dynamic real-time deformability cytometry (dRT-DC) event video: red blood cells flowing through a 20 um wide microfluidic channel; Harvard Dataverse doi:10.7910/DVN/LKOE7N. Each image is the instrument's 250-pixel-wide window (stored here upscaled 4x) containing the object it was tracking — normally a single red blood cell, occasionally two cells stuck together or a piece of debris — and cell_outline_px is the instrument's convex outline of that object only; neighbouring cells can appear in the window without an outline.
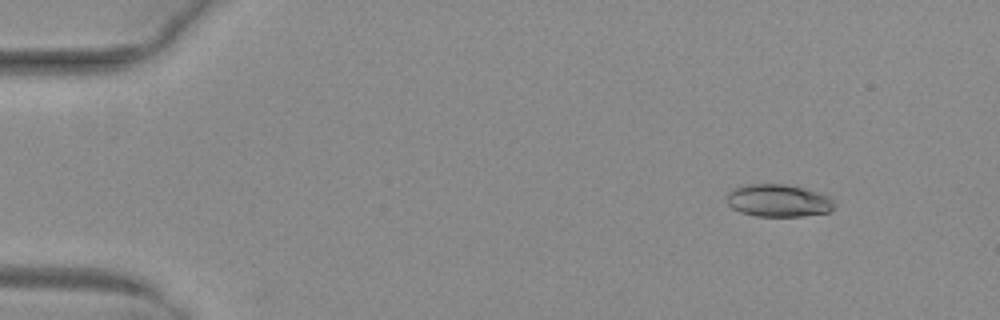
{"species": "common noctule bat (a hibernating species)", "species_latin": "Nyctalus noctula", "temperature_condition": "warm", "stored_images_in_passage": 51, "camera_frame_rate_fps": 3000, "um_per_image_px": 0.085, "animal": {"sex": "female", "body_mass_g": 29.2, "forearm_length_mm": 56.3}, "frame": {"image": 1, "passage_image": 6, "time_ms": 1.667, "image_size_px": [1000, 320], "cell_outline_px": [[836, 204], [828, 212], [800, 216], [756, 216], [740, 212], [732, 208], [728, 204], [728, 192], [732, 188], [748, 184], [788, 184], [824, 192]], "centroid_in_image_um": [66.18, 17.03], "position_along_channel_um": 18.8, "area_um2": 20.58}}
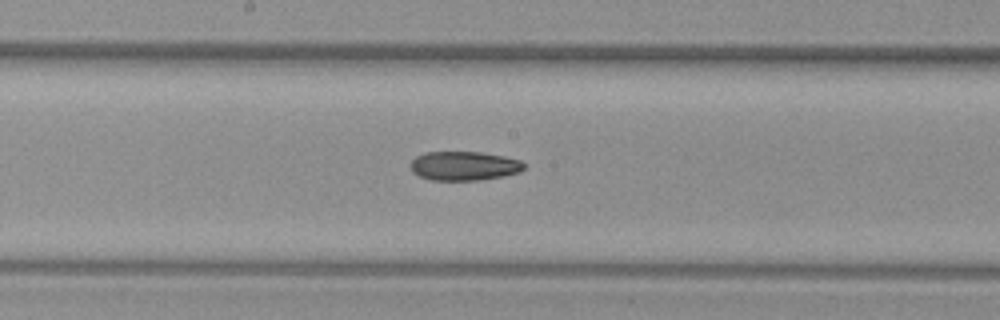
{"frame": {"image": 2, "passage_image": 28, "time_ms": 9.0, "image_size_px": [1000, 320], "cell_outline_px": [[524, 168], [520, 172], [504, 176], [480, 180], [432, 180], [420, 176], [412, 172], [408, 164], [416, 156], [424, 152], [480, 152], [504, 156], [520, 160], [524, 164]], "centroid_in_image_um": [39.42, 14.1], "position_along_channel_um": 208.8, "area_um2": 19.36}}
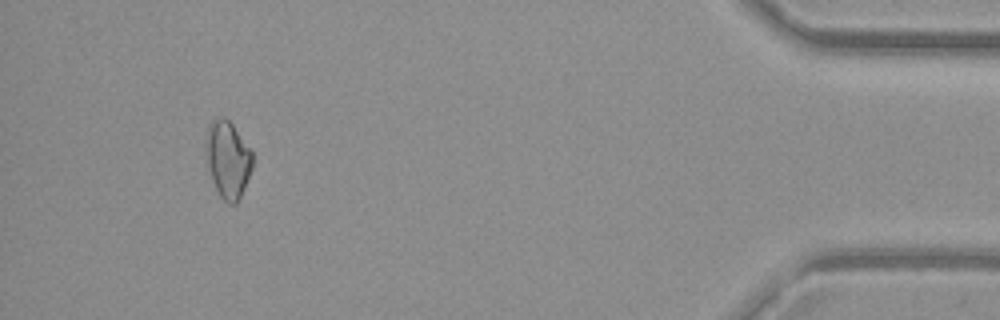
{"frame": {"image": 3, "passage_image": 48, "time_ms": 15.667, "image_size_px": [1000, 320], "cell_outline_px": [[252, 168], [244, 188], [236, 204], [228, 204], [220, 196], [212, 180], [204, 156], [204, 136], [208, 124], [212, 120], [224, 116], [232, 124], [252, 152]], "centroid_in_image_um": [19.3, 13.52], "position_along_channel_um": 415.9, "area_um2": 21.15}}